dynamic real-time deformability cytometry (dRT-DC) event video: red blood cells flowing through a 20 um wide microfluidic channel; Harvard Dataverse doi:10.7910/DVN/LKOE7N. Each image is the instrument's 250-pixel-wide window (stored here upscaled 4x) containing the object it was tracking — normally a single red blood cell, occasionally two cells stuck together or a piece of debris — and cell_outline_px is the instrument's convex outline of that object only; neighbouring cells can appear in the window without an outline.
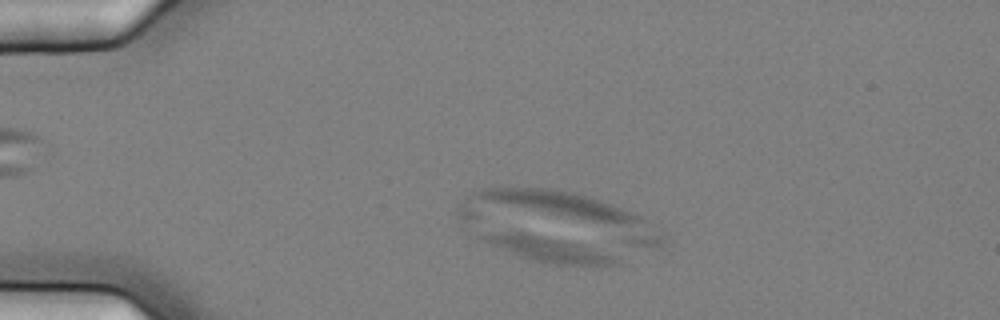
{"species": "common noctule bat (a hibernating species)", "species_latin": "Nyctalus noctula", "temperature_condition": "cold", "stored_images_in_passage": 51, "camera_frame_rate_fps": 3000, "um_per_image_px": 0.085, "animal": {"sex": "female", "body_mass_g": 25.1}, "frame": {"image": 1, "passage_image": 8, "time_ms": 2.333, "image_size_px": [1000, 320], "cell_outline_px": [[620, 260], [616, 264], [552, 264], [532, 260], [520, 256], [480, 240], [476, 236], [504, 232], [524, 232], [564, 240], [580, 244], [612, 256]], "centroid_in_image_um": [46.51, 21.16], "position_along_channel_um": 38.5, "area_um2": 18.67}}
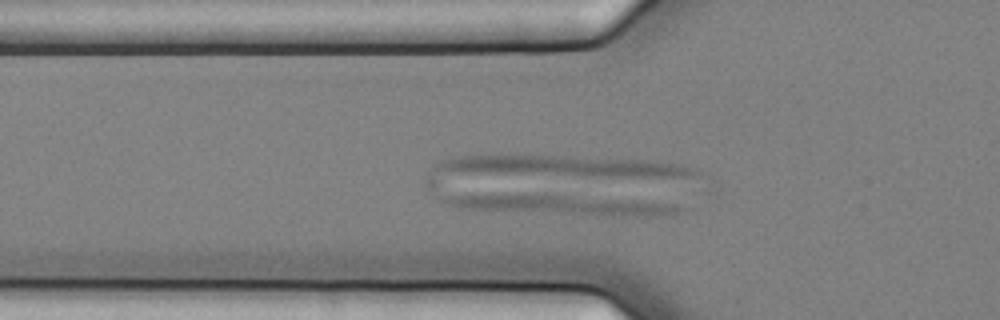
{"frame": {"image": 2, "passage_image": 15, "time_ms": 4.667, "image_size_px": [1000, 320], "cell_outline_px": [[692, 208], [688, 212], [656, 216], [636, 216], [460, 208], [448, 204], [440, 200], [440, 196], [544, 192], [632, 200], [672, 204]], "centroid_in_image_um": [47.86, 17.36], "position_along_channel_um": 77.9, "area_um2": 27.34}}